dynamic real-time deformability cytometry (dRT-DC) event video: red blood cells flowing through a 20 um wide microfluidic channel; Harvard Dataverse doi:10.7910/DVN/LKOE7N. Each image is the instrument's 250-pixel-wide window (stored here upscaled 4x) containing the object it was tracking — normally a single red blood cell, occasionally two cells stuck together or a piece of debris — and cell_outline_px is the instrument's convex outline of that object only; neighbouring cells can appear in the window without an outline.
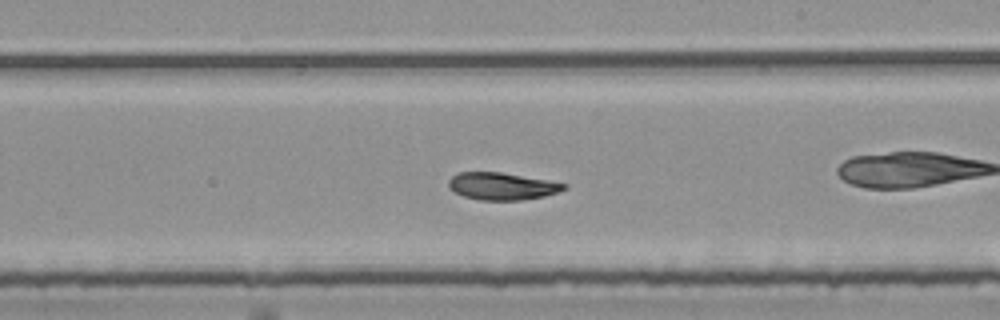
{"species": "common noctule bat (a hibernating species)", "species_latin": "Nyctalus noctula", "temperature_condition": "room temperature", "stored_images_in_passage": 39, "camera_frame_rate_fps": 3000, "um_per_image_px": 0.085, "animal": {"sex": "female", "body_mass_g": 25.1}, "frame": {"image": 1, "passage_image": 17, "time_ms": 5.333, "image_size_px": [1000, 320], "cell_outline_px": [[568, 188], [560, 192], [544, 196], [520, 200], [480, 200], [464, 196], [448, 188], [448, 180], [452, 176], [460, 172], [500, 172], [568, 184]], "centroid_in_image_um": [42.67, 15.83], "position_along_channel_um": 246.3, "area_um2": 18.26}}
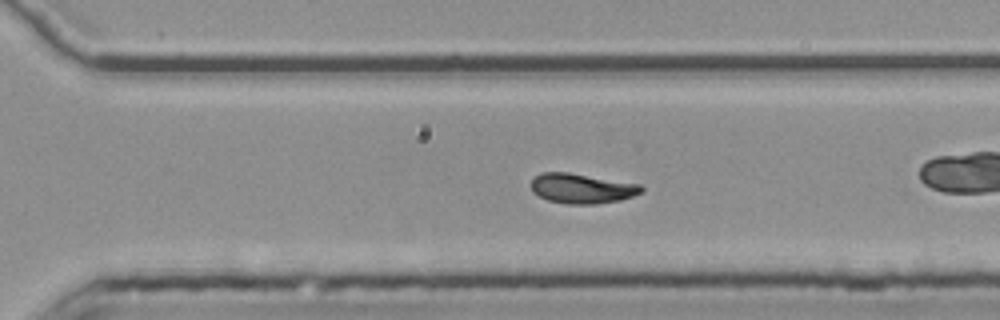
{"frame": {"image": 2, "passage_image": 23, "time_ms": 7.333, "image_size_px": [1000, 320], "cell_outline_px": [[644, 192], [620, 200], [596, 204], [568, 204], [548, 200], [532, 192], [532, 180], [540, 172], [568, 172], [640, 184], [644, 188]], "centroid_in_image_um": [49.48, 16.01], "position_along_channel_um": 321.1, "area_um2": 19.19}, "authors_computed_cell_mechanics": {"area_um2": 19.0162, "velocity_mm_per_s": 3.7576, "shape_relaxation_time_tau1_ms": 5.1912, "shape_relaxation_time_tau2_ms": 6.1555, "deformation_change_tau1": 0.1675, "deformation_change_tau2": 0.0971}}